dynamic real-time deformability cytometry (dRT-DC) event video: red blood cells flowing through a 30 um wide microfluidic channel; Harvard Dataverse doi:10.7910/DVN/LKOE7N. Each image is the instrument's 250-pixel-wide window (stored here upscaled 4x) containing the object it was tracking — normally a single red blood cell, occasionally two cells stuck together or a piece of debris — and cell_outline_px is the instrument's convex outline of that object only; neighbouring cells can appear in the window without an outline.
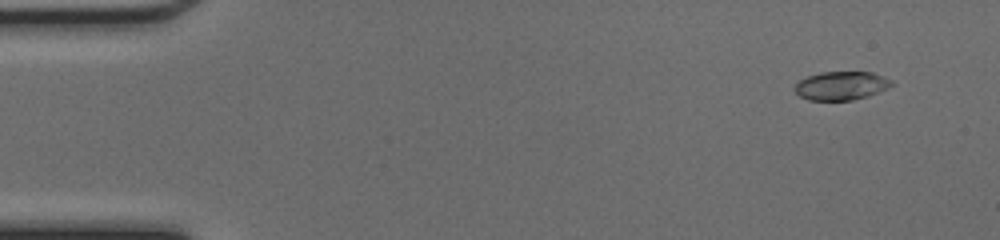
{"species": "common noctule bat (a hibernating species)", "species_latin": "Nyctalus noctula", "temperature_condition": "cold", "stored_images_in_passage": 47, "camera_frame_rate_fps": 3000, "um_per_image_px": 0.085, "animal": {"sex": "female", "body_mass_g": 17.0, "forearm_length_mm": 48.0}, "frame": {"image": 1, "passage_image": 2, "time_ms": 0.333, "image_size_px": [1000, 240], "cell_outline_px": [[896, 84], [888, 88], [868, 96], [852, 100], [808, 100], [800, 96], [792, 88], [800, 80], [808, 76], [820, 72], [872, 72], [892, 80]], "centroid_in_image_um": [71.52, 7.28], "position_along_channel_um": 13.5, "area_um2": 16.18}}
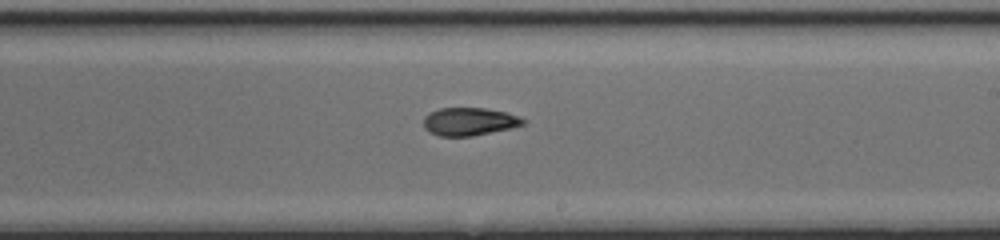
{"frame": {"image": 2, "passage_image": 27, "time_ms": 8.667, "image_size_px": [1000, 240], "cell_outline_px": [[528, 120], [524, 124], [508, 128], [472, 136], [440, 136], [428, 132], [424, 128], [424, 116], [428, 112], [440, 108], [484, 108], [508, 112], [520, 116]], "centroid_in_image_um": [39.88, 10.32], "position_along_channel_um": 249.1, "area_um2": 16.3}}
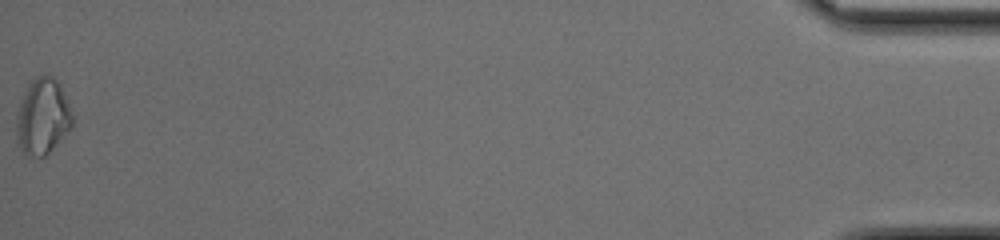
{"frame": {"image": 3, "passage_image": 47, "time_ms": 15.333, "image_size_px": [1000, 240], "cell_outline_px": [[72, 128], [44, 156], [36, 156], [24, 152], [20, 148], [16, 140], [16, 116], [20, 100], [24, 92], [32, 80], [36, 76], [52, 76], [60, 84], [68, 104], [72, 116]], "centroid_in_image_um": [3.6, 9.9], "position_along_channel_um": 431.6, "area_um2": 24.45}, "authors_computed_cell_mechanics": {"area_um2": 16.762, "velocity_mm_per_s": 4.2951, "shape_relaxation_time_tau1_ms": null, "shape_relaxation_time_tau2_ms": 5.0545, "deformation_change_tau1": null, "deformation_change_tau2": 0.0999}}